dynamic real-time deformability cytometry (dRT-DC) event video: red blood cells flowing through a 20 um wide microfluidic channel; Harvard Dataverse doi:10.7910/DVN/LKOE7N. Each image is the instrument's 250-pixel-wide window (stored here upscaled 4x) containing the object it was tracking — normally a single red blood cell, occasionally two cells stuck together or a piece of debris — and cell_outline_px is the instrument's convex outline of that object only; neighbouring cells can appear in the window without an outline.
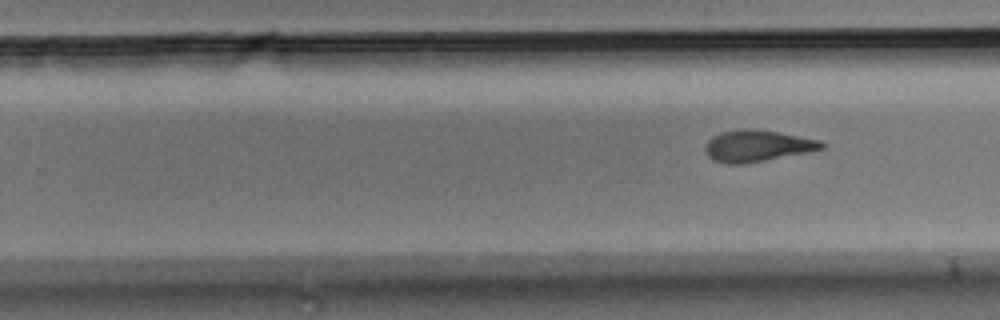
{"species": "Egyptian fruit bat (a non-hibernating species)", "species_latin": "Rousettus aegyptiacus", "temperature_condition": "room temperature", "stored_images_in_passage": 8, "segment_of_instrument_passage": [2, 2], "camera_frame_rate_fps": 3000, "um_per_image_px": 0.085, "animal": {"sex": "male"}, "frame": {"image": 1, "passage_image": 8, "time_ms": 2.333, "image_size_px": [1000, 320], "cell_outline_px": [[824, 148], [808, 152], [744, 164], [728, 164], [712, 160], [708, 156], [704, 148], [708, 140], [712, 136], [724, 132], [744, 128], [752, 128], [776, 132], [820, 140], [824, 144]], "centroid_in_image_um": [64.33, 12.4], "position_along_channel_um": 265.5, "area_um2": 21.21}}